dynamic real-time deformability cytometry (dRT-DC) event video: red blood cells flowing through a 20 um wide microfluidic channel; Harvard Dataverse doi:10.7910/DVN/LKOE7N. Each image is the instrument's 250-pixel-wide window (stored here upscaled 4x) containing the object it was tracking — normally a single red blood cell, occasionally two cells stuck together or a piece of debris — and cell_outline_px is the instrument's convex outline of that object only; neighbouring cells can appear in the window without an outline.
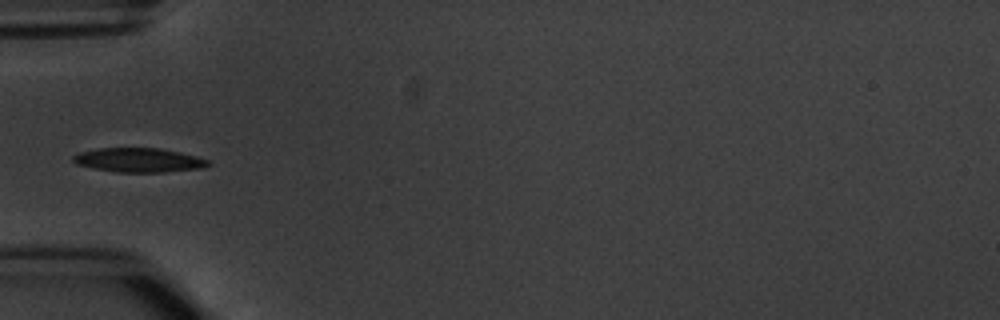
{"species": "common noctule bat (a hibernating species)", "species_latin": "Nyctalus noctula", "temperature_condition": "warm", "stored_images_in_passage": 5, "camera_frame_rate_fps": 3000, "um_per_image_px": 0.085, "animal": {"sex": "male", "body_mass_g": 20.1, "forearm_length_mm": 53.5}, "frame": {"image": 1, "passage_image": 5, "time_ms": 4.667, "image_size_px": [1000, 320], "cell_outline_px": [[212, 164], [204, 168], [164, 172], [116, 172], [92, 168], [76, 164], [72, 160], [72, 156], [80, 152], [100, 148], [160, 148], [180, 152], [196, 156], [208, 160]], "centroid_in_image_um": [11.81, 13.61], "position_along_channel_um": 73.2, "area_um2": 19.13}}